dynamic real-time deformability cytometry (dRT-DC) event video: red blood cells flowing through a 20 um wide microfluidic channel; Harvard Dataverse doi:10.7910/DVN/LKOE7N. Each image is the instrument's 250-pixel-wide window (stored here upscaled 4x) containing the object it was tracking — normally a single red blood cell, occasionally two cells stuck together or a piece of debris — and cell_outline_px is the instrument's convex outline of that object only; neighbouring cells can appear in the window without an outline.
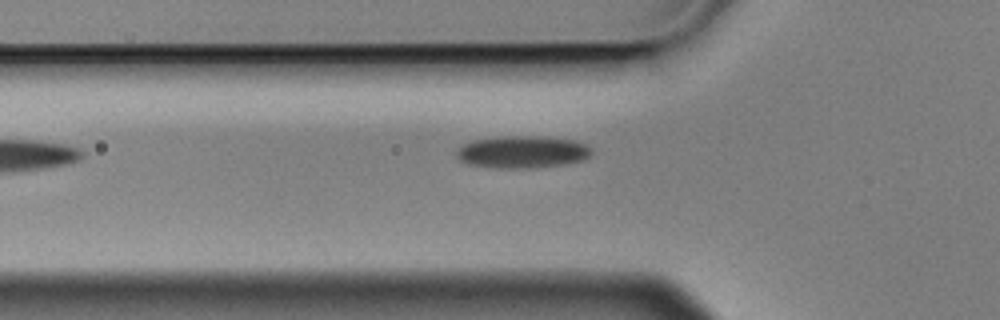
{"species": "Egyptian fruit bat (a non-hibernating species)", "species_latin": "Rousettus aegyptiacus", "temperature_condition": "cold", "stored_images_in_passage": 6, "camera_frame_rate_fps": 3000, "um_per_image_px": 0.085, "animal": {"sex": "male"}, "frame": {"image": 1, "passage_image": 5, "time_ms": 1.333, "image_size_px": [1000, 320], "cell_outline_px": [[592, 152], [584, 160], [564, 164], [528, 168], [500, 168], [468, 164], [460, 160], [456, 156], [456, 148], [472, 140], [500, 136], [540, 136], [576, 140], [592, 148]], "centroid_in_image_um": [44.39, 12.9], "position_along_channel_um": 81.4, "area_um2": 25.49}}
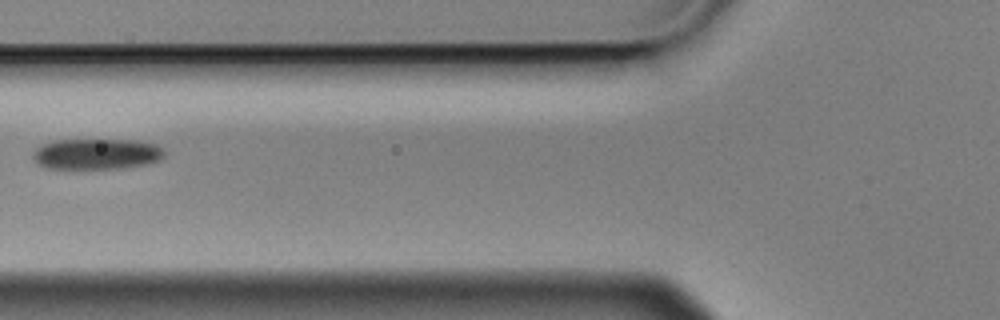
{"frame": {"image": 2, "passage_image": 6, "time_ms": 1.667, "image_size_px": [1000, 320], "cell_outline_px": [[164, 156], [160, 160], [148, 164], [120, 168], [48, 168], [40, 164], [32, 156], [32, 152], [40, 144], [52, 140], [136, 140], [156, 144], [164, 148]], "centroid_in_image_um": [8.23, 13.07], "position_along_channel_um": 117.6, "area_um2": 23.64}}